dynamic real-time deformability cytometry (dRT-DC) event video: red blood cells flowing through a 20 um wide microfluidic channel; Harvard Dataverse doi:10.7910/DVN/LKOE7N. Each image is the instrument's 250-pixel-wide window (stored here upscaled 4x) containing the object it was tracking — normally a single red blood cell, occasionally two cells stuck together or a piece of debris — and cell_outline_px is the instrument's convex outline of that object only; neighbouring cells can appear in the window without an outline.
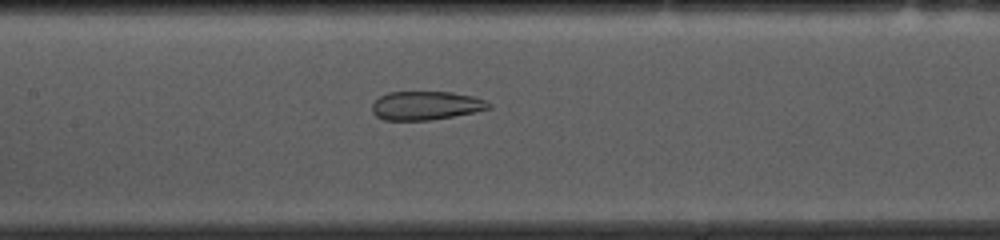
{"species": "common noctule bat (a hibernating species)", "species_latin": "Nyctalus noctula", "temperature_condition": "cold", "stored_images_in_passage": 20, "camera_frame_rate_fps": 3000, "um_per_image_px": 0.085, "animal": {"sex": "female", "body_mass_g": 10.0, "forearm_length_mm": 53.1}, "frame": {"image": 1, "passage_image": 15, "time_ms": 4.667, "image_size_px": [1000, 240], "cell_outline_px": [[492, 108], [432, 120], [384, 120], [376, 116], [372, 112], [372, 104], [380, 96], [388, 92], [452, 92], [476, 96], [492, 104]], "centroid_in_image_um": [36.21, 8.97], "position_along_channel_um": 171.2, "area_um2": 19.54}}